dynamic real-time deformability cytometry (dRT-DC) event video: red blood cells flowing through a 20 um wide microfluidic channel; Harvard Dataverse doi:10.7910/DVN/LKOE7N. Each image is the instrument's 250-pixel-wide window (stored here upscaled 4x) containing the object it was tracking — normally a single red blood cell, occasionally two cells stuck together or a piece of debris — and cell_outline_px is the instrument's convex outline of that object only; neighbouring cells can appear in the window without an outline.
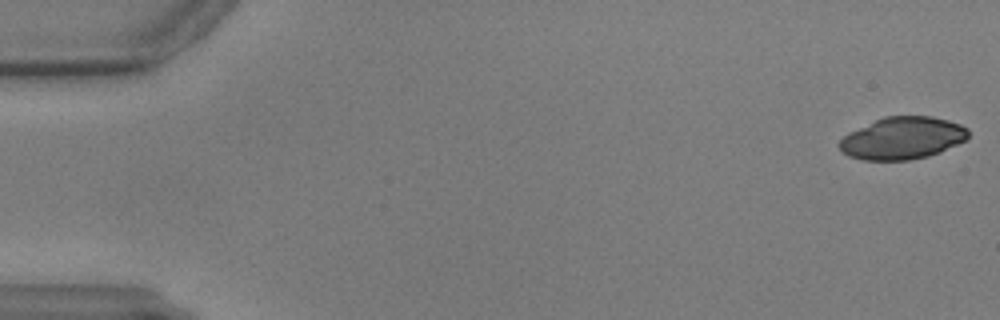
{"species": "common noctule bat (a hibernating species)", "species_latin": "Nyctalus noctula", "temperature_condition": "warm", "stored_images_in_passage": 17, "camera_frame_rate_fps": 3000, "um_per_image_px": 0.085, "animal": {"sex": "male", "body_mass_g": 17.9, "forearm_length_mm": 54.2}, "frame": {"image": 1, "passage_image": 1, "time_ms": 0.0, "image_size_px": [1000, 320], "cell_outline_px": [[968, 140], [940, 152], [928, 156], [908, 160], [864, 160], [848, 156], [840, 152], [836, 144], [848, 132], [884, 116], [932, 116], [948, 120], [960, 124], [968, 128]], "centroid_in_image_um": [76.69, 11.75], "position_along_channel_um": 8.3, "area_um2": 32.08}}